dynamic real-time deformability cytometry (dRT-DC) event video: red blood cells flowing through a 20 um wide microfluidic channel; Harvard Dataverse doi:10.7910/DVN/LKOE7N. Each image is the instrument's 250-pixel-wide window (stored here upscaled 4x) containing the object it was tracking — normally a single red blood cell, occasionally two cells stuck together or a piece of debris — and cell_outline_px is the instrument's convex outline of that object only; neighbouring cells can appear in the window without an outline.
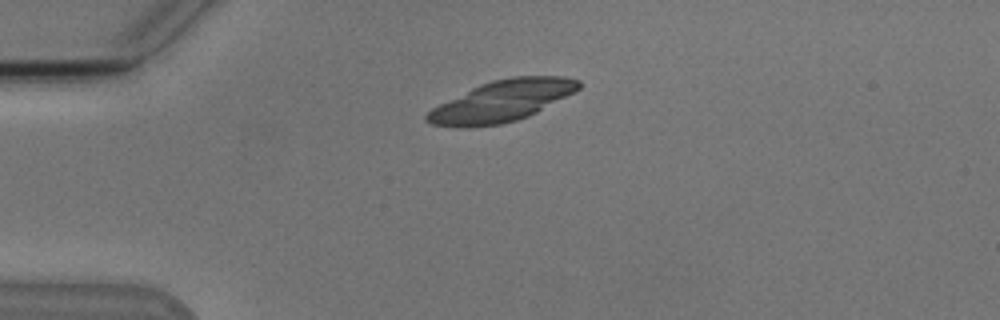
{"species": "Egyptian fruit bat (a non-hibernating species)", "species_latin": "Rousettus aegyptiacus", "temperature_condition": "cold", "stored_images_in_passage": 34, "camera_frame_rate_fps": 3000, "um_per_image_px": 0.085, "animal": {"sex": "male"}, "frame": {"image": 1, "passage_image": 1, "time_ms": 0.0, "image_size_px": [1000, 320], "cell_outline_px": [[580, 88], [536, 112], [528, 116], [516, 120], [500, 124], [432, 124], [424, 120], [424, 116], [432, 108], [480, 84], [492, 80], [512, 76], [564, 76], [580, 80]], "centroid_in_image_um": [42.73, 8.52], "position_along_channel_um": 42.3, "area_um2": 34.97}}